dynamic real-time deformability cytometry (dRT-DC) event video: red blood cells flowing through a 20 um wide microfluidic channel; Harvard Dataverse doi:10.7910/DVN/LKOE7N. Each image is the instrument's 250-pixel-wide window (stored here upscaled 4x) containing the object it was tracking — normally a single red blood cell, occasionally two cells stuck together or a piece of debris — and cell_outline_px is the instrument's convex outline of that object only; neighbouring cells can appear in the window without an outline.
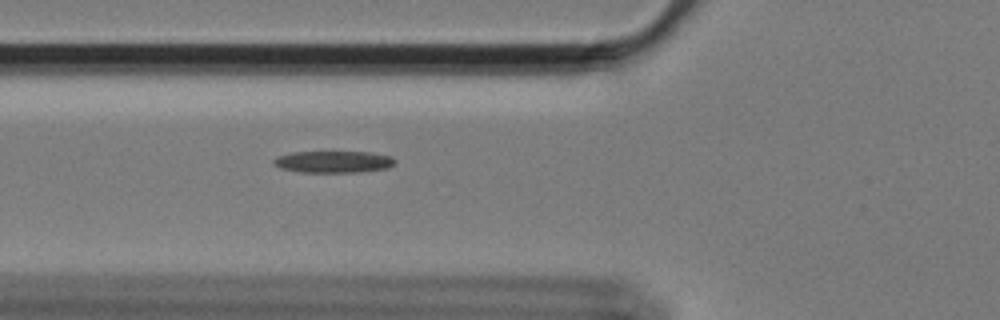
{"species": "Egyptian fruit bat (a non-hibernating species)", "species_latin": "Rousettus aegyptiacus", "temperature_condition": "cold", "stored_images_in_passage": 59, "camera_frame_rate_fps": 3000, "um_per_image_px": 0.085, "animal": {"sex": "female"}, "frame": {"image": 1, "passage_image": 22, "time_ms": 7.0, "image_size_px": [1000, 320], "cell_outline_px": [[396, 160], [388, 168], [360, 172], [300, 172], [280, 168], [272, 164], [272, 160], [276, 156], [292, 152], [372, 152], [392, 156]], "centroid_in_image_um": [28.31, 13.75], "position_along_channel_um": 97.5, "area_um2": 15.55}}
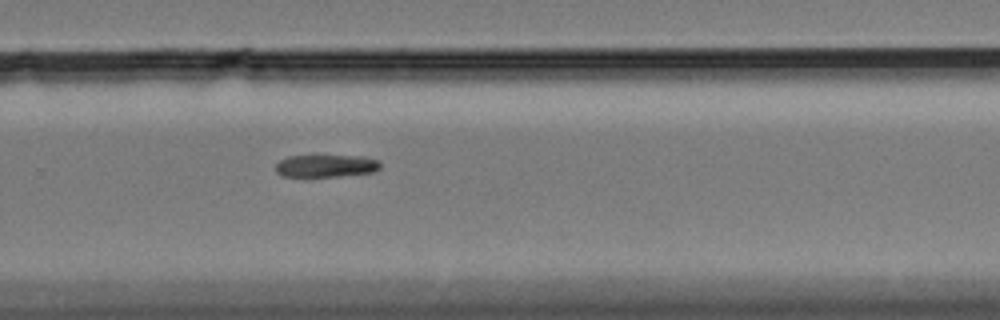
{"frame": {"image": 2, "passage_image": 40, "time_ms": 13.0, "image_size_px": [1000, 320], "cell_outline_px": [[380, 168], [372, 172], [340, 176], [284, 176], [276, 172], [276, 164], [280, 160], [288, 156], [312, 152], [364, 156], [380, 160]], "centroid_in_image_um": [27.7, 14.02], "position_along_channel_um": 302.1, "area_um2": 14.68}}
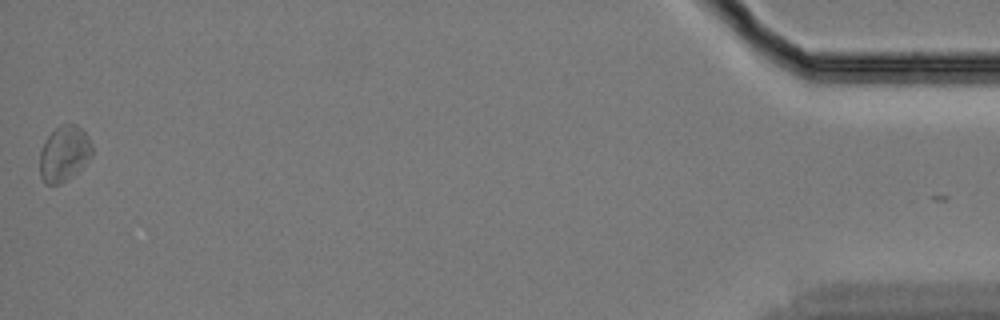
{"frame": {"image": 3, "passage_image": 59, "time_ms": 19.333, "image_size_px": [1000, 320], "cell_outline_px": [[92, 156], [76, 172], [60, 184], [44, 184], [40, 176], [40, 148], [48, 136], [60, 124], [76, 124], [84, 132], [92, 144]], "centroid_in_image_um": [5.43, 13.06], "position_along_channel_um": 429.8, "area_um2": 16.82}, "authors_computed_cell_mechanics": {"area_um2": 15.7216, "velocity_mm_per_s": 3.4115, "shape_relaxation_time_tau1_ms": 5.1745, "shape_relaxation_time_tau2_ms": null, "deformation_change_tau1": 0.0919, "deformation_change_tau2": null}}